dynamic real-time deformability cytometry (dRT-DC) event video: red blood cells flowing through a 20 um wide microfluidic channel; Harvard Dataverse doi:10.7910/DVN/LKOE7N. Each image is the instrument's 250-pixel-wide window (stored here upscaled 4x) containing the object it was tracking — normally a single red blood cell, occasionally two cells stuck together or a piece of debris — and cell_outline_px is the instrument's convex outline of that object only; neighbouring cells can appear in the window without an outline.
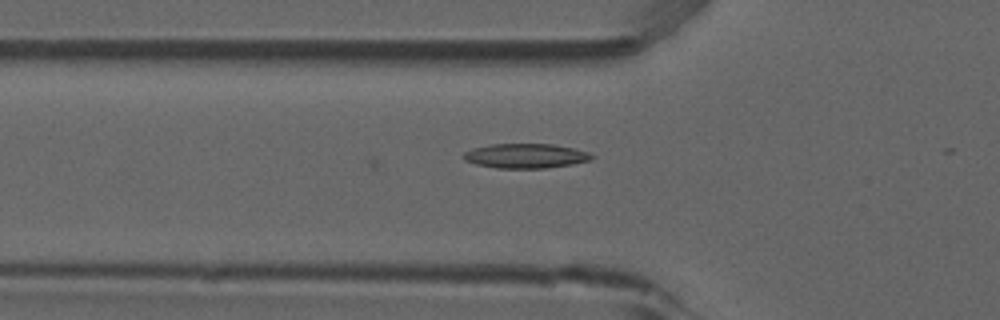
{"species": "common noctule bat (a hibernating species)", "species_latin": "Nyctalus noctula", "temperature_condition": "room temperature", "stored_images_in_passage": 3, "camera_frame_rate_fps": 3000, "um_per_image_px": 0.085, "animal": {"sex": "male", "forearm_length_mm": 52.5}, "frame": {"image": 1, "passage_image": 3, "time_ms": 0.667, "image_size_px": [1000, 320], "cell_outline_px": [[592, 160], [572, 164], [544, 168], [496, 168], [476, 164], [464, 160], [464, 152], [472, 148], [492, 144], [552, 144], [572, 148], [588, 152], [592, 156]], "centroid_in_image_um": [44.65, 13.25], "position_along_channel_um": 81.1, "area_um2": 18.21}}